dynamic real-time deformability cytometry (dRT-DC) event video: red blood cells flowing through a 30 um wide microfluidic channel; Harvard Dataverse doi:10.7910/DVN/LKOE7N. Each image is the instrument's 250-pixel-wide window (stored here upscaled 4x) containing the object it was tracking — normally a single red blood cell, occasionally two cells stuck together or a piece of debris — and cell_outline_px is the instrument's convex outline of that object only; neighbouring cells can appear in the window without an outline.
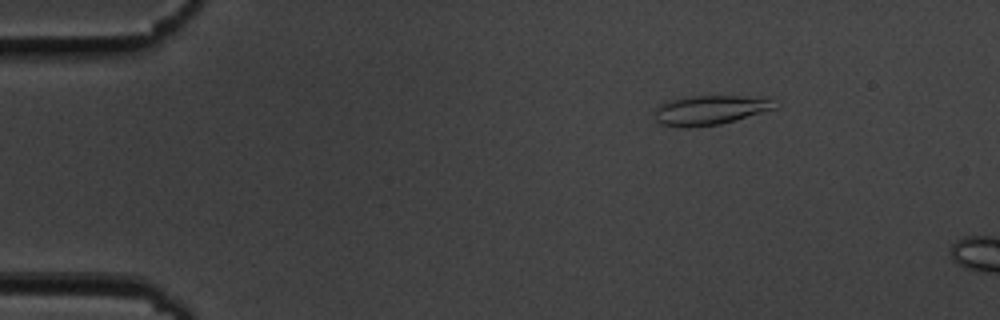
{"species": "common noctule bat (a hibernating species)", "species_latin": "Nyctalus noctula", "temperature_condition": "cold", "stored_images_in_passage": 13, "camera_frame_rate_fps": 3000, "um_per_image_px": 0.085, "animal": {"sex": "male", "body_mass_g": 19.5, "forearm_length_mm": 54.6}, "frame": {"image": 1, "passage_image": 8, "time_ms": 2.333, "image_size_px": [1000, 320], "cell_outline_px": [[780, 104], [776, 108], [720, 124], [688, 128], [660, 124], [652, 116], [656, 108], [660, 104], [672, 100], [688, 96], [740, 96], [768, 100]], "centroid_in_image_um": [60.27, 9.37], "position_along_channel_um": 24.7, "area_um2": 20.35}}